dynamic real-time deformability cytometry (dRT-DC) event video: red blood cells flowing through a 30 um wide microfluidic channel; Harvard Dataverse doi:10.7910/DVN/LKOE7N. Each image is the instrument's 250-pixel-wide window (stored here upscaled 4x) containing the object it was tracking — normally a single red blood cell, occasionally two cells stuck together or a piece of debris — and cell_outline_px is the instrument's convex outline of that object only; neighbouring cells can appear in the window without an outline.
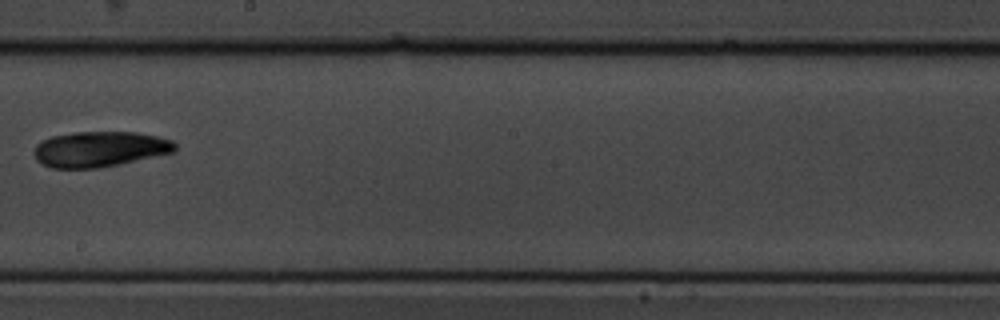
{"species": "common noctule bat (a hibernating species)", "species_latin": "Nyctalus noctula", "temperature_condition": "cold", "stored_images_in_passage": 11, "camera_frame_rate_fps": 3000, "um_per_image_px": 0.085, "animal": {"sex": "male", "body_mass_g": 19.5, "forearm_length_mm": 54.6}, "frame": {"image": 1, "passage_image": 10, "time_ms": 10.333, "image_size_px": [1000, 320], "cell_outline_px": [[176, 152], [120, 164], [96, 168], [52, 168], [36, 160], [32, 152], [36, 144], [52, 136], [76, 132], [136, 132], [156, 136], [172, 140], [176, 144]], "centroid_in_image_um": [8.49, 12.68], "position_along_channel_um": 239.7, "area_um2": 29.25}}
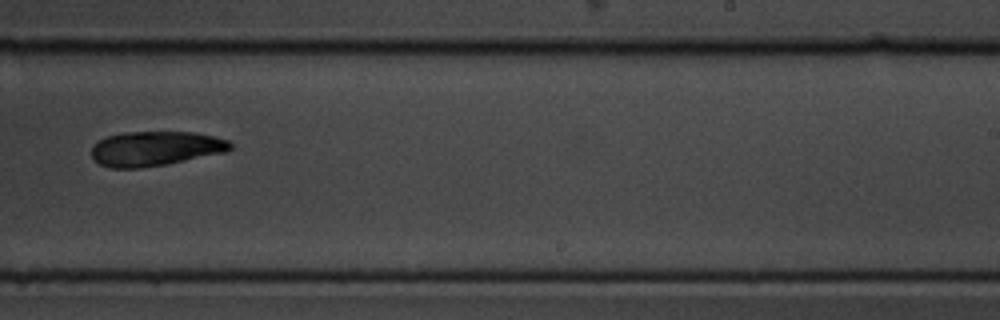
{"frame": {"image": 2, "passage_image": 11, "time_ms": 11.333, "image_size_px": [1000, 320], "cell_outline_px": [[232, 148], [228, 152], [164, 164], [140, 168], [112, 168], [100, 164], [92, 156], [92, 148], [100, 140], [108, 136], [124, 132], [192, 132], [212, 136], [228, 140], [232, 144]], "centroid_in_image_um": [13.23, 12.62], "position_along_channel_um": 275.8, "area_um2": 27.74}}